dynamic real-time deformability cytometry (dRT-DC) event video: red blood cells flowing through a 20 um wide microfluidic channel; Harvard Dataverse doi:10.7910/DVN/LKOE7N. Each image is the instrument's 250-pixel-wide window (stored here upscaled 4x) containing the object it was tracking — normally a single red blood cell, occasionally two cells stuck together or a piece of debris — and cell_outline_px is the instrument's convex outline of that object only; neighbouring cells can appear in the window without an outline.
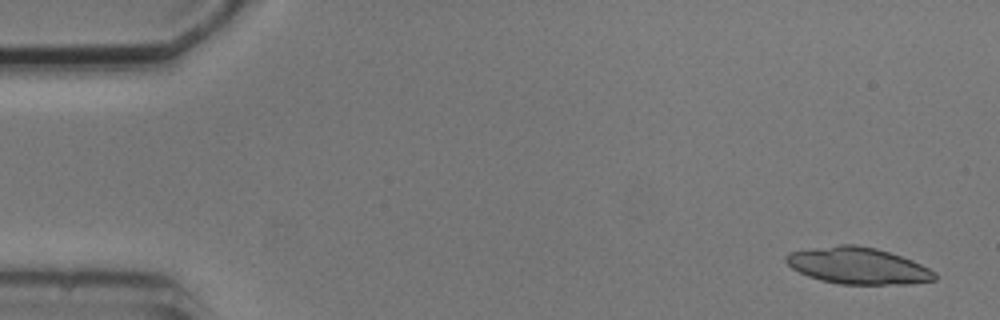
{"species": "common noctule bat (a hibernating species)", "species_latin": "Nyctalus noctula", "temperature_condition": "cold", "stored_images_in_passage": 6, "camera_frame_rate_fps": 3000, "um_per_image_px": 0.085, "animal": {"sex": "male", "body_mass_g": 20.5, "forearm_length_mm": 52.5}, "frame": {"image": 1, "passage_image": 1, "time_ms": 0.0, "image_size_px": [1000, 320], "cell_outline_px": [[936, 280], [912, 284], [840, 284], [820, 280], [808, 276], [792, 268], [784, 260], [784, 256], [788, 252], [812, 248], [840, 244], [856, 244], [876, 248], [912, 260], [936, 272]], "centroid_in_image_um": [72.91, 22.59], "position_along_channel_um": 12.1, "area_um2": 31.79}}